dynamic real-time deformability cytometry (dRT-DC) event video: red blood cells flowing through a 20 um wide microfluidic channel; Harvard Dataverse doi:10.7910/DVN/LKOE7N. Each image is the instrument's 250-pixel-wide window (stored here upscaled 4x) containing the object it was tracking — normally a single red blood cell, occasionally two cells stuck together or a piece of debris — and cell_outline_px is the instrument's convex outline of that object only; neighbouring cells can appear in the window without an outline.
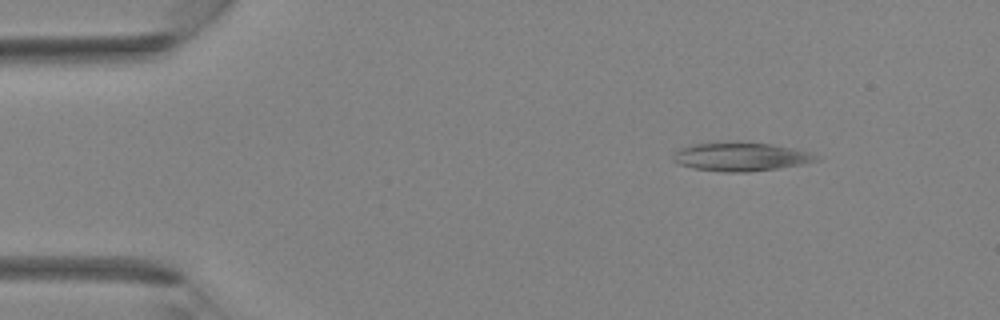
{"species": "Egyptian fruit bat (a non-hibernating species)", "species_latin": "Rousettus aegyptiacus", "temperature_condition": "room temperature", "stored_images_in_passage": 36, "camera_frame_rate_fps": 3000, "um_per_image_px": 0.085, "animal": {"sex": "female"}, "frame": {"image": 1, "passage_image": 4, "time_ms": 1.0, "image_size_px": [1000, 320], "cell_outline_px": [[820, 160], [804, 164], [748, 172], [724, 172], [692, 168], [680, 164], [672, 160], [672, 156], [680, 148], [688, 144], [728, 140], [740, 140], [772, 144], [796, 148], [808, 152], [816, 156]], "centroid_in_image_um": [62.93, 13.28], "position_along_channel_um": 22.1, "area_um2": 24.57}}
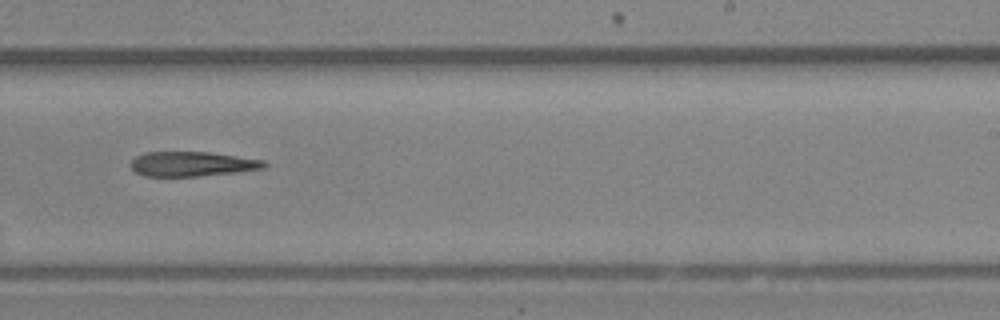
{"frame": {"image": 2, "passage_image": 22, "time_ms": 7.0, "image_size_px": [1000, 320], "cell_outline_px": [[268, 164], [264, 168], [236, 172], [196, 176], [144, 176], [136, 172], [128, 164], [136, 156], [144, 152], [208, 152], [264, 160]], "centroid_in_image_um": [16.3, 13.93], "position_along_channel_um": 272.7, "area_um2": 19.13}}
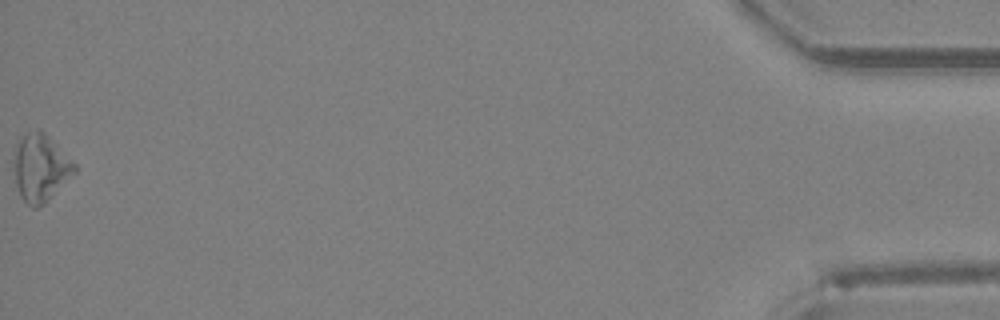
{"frame": {"image": 3, "passage_image": 36, "time_ms": 11.667, "image_size_px": [1000, 320], "cell_outline_px": [[76, 172], [44, 204], [36, 208], [32, 208], [20, 196], [16, 184], [16, 144], [28, 132], [36, 128], [40, 128], [76, 164]], "centroid_in_image_um": [3.48, 14.27], "position_along_channel_um": 431.7, "area_um2": 23.24}}